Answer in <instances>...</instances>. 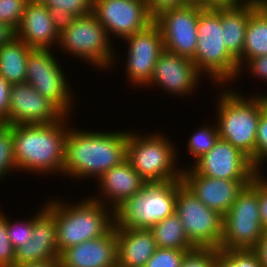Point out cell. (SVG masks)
Listing matches in <instances>:
<instances>
[{
    "instance_id": "16",
    "label": "cell",
    "mask_w": 267,
    "mask_h": 267,
    "mask_svg": "<svg viewBox=\"0 0 267 267\" xmlns=\"http://www.w3.org/2000/svg\"><path fill=\"white\" fill-rule=\"evenodd\" d=\"M201 77L191 59L164 50L157 59L152 78L144 88L159 86L162 92L182 98L196 93Z\"/></svg>"
},
{
    "instance_id": "41",
    "label": "cell",
    "mask_w": 267,
    "mask_h": 267,
    "mask_svg": "<svg viewBox=\"0 0 267 267\" xmlns=\"http://www.w3.org/2000/svg\"><path fill=\"white\" fill-rule=\"evenodd\" d=\"M11 85L0 75V121L9 124Z\"/></svg>"
},
{
    "instance_id": "7",
    "label": "cell",
    "mask_w": 267,
    "mask_h": 267,
    "mask_svg": "<svg viewBox=\"0 0 267 267\" xmlns=\"http://www.w3.org/2000/svg\"><path fill=\"white\" fill-rule=\"evenodd\" d=\"M114 38H109L105 28L92 13L88 16L73 18L60 25L58 48L80 61L98 68V71L114 68L118 55L113 47ZM114 65V66H113Z\"/></svg>"
},
{
    "instance_id": "34",
    "label": "cell",
    "mask_w": 267,
    "mask_h": 267,
    "mask_svg": "<svg viewBox=\"0 0 267 267\" xmlns=\"http://www.w3.org/2000/svg\"><path fill=\"white\" fill-rule=\"evenodd\" d=\"M186 250L157 247L145 267H180Z\"/></svg>"
},
{
    "instance_id": "29",
    "label": "cell",
    "mask_w": 267,
    "mask_h": 267,
    "mask_svg": "<svg viewBox=\"0 0 267 267\" xmlns=\"http://www.w3.org/2000/svg\"><path fill=\"white\" fill-rule=\"evenodd\" d=\"M213 123V124H212ZM211 125L207 124L199 127L190 134L189 140H187V152L192 156L194 163L205 155L212 147H214L216 141L219 139L218 127L216 122H212ZM189 141V142H188Z\"/></svg>"
},
{
    "instance_id": "45",
    "label": "cell",
    "mask_w": 267,
    "mask_h": 267,
    "mask_svg": "<svg viewBox=\"0 0 267 267\" xmlns=\"http://www.w3.org/2000/svg\"><path fill=\"white\" fill-rule=\"evenodd\" d=\"M215 267H237L220 249L217 248Z\"/></svg>"
},
{
    "instance_id": "28",
    "label": "cell",
    "mask_w": 267,
    "mask_h": 267,
    "mask_svg": "<svg viewBox=\"0 0 267 267\" xmlns=\"http://www.w3.org/2000/svg\"><path fill=\"white\" fill-rule=\"evenodd\" d=\"M50 16L62 25L73 18L88 16L93 13L94 0H46Z\"/></svg>"
},
{
    "instance_id": "22",
    "label": "cell",
    "mask_w": 267,
    "mask_h": 267,
    "mask_svg": "<svg viewBox=\"0 0 267 267\" xmlns=\"http://www.w3.org/2000/svg\"><path fill=\"white\" fill-rule=\"evenodd\" d=\"M59 34L60 25L50 16L44 3L27 4L16 38L30 48L52 49V46H58Z\"/></svg>"
},
{
    "instance_id": "40",
    "label": "cell",
    "mask_w": 267,
    "mask_h": 267,
    "mask_svg": "<svg viewBox=\"0 0 267 267\" xmlns=\"http://www.w3.org/2000/svg\"><path fill=\"white\" fill-rule=\"evenodd\" d=\"M265 173H258V197H259V213L262 227L267 231V176Z\"/></svg>"
},
{
    "instance_id": "2",
    "label": "cell",
    "mask_w": 267,
    "mask_h": 267,
    "mask_svg": "<svg viewBox=\"0 0 267 267\" xmlns=\"http://www.w3.org/2000/svg\"><path fill=\"white\" fill-rule=\"evenodd\" d=\"M69 118L50 124L12 125L17 172L63 177L67 132L73 124Z\"/></svg>"
},
{
    "instance_id": "19",
    "label": "cell",
    "mask_w": 267,
    "mask_h": 267,
    "mask_svg": "<svg viewBox=\"0 0 267 267\" xmlns=\"http://www.w3.org/2000/svg\"><path fill=\"white\" fill-rule=\"evenodd\" d=\"M43 204L35 216L32 214L31 240L15 250V265L59 260L54 215L45 207V203Z\"/></svg>"
},
{
    "instance_id": "47",
    "label": "cell",
    "mask_w": 267,
    "mask_h": 267,
    "mask_svg": "<svg viewBox=\"0 0 267 267\" xmlns=\"http://www.w3.org/2000/svg\"><path fill=\"white\" fill-rule=\"evenodd\" d=\"M28 3H45L46 0H27Z\"/></svg>"
},
{
    "instance_id": "33",
    "label": "cell",
    "mask_w": 267,
    "mask_h": 267,
    "mask_svg": "<svg viewBox=\"0 0 267 267\" xmlns=\"http://www.w3.org/2000/svg\"><path fill=\"white\" fill-rule=\"evenodd\" d=\"M217 248H193L187 251L180 267H215Z\"/></svg>"
},
{
    "instance_id": "27",
    "label": "cell",
    "mask_w": 267,
    "mask_h": 267,
    "mask_svg": "<svg viewBox=\"0 0 267 267\" xmlns=\"http://www.w3.org/2000/svg\"><path fill=\"white\" fill-rule=\"evenodd\" d=\"M150 230L157 247L186 251L195 248L186 236L183 224L175 212L153 225Z\"/></svg>"
},
{
    "instance_id": "5",
    "label": "cell",
    "mask_w": 267,
    "mask_h": 267,
    "mask_svg": "<svg viewBox=\"0 0 267 267\" xmlns=\"http://www.w3.org/2000/svg\"><path fill=\"white\" fill-rule=\"evenodd\" d=\"M197 45L191 59L197 71L213 83L212 86L234 87L239 73L238 61L226 49L224 31L221 26L220 7L205 8L197 24ZM205 73V74H204ZM229 82V83H228Z\"/></svg>"
},
{
    "instance_id": "31",
    "label": "cell",
    "mask_w": 267,
    "mask_h": 267,
    "mask_svg": "<svg viewBox=\"0 0 267 267\" xmlns=\"http://www.w3.org/2000/svg\"><path fill=\"white\" fill-rule=\"evenodd\" d=\"M7 217V233L11 244L15 249L25 245L32 238L33 231V217L29 220L15 219L9 220Z\"/></svg>"
},
{
    "instance_id": "1",
    "label": "cell",
    "mask_w": 267,
    "mask_h": 267,
    "mask_svg": "<svg viewBox=\"0 0 267 267\" xmlns=\"http://www.w3.org/2000/svg\"><path fill=\"white\" fill-rule=\"evenodd\" d=\"M125 131V132H124ZM97 131L69 128L65 143L64 177L88 180L99 177L126 159L128 130Z\"/></svg>"
},
{
    "instance_id": "24",
    "label": "cell",
    "mask_w": 267,
    "mask_h": 267,
    "mask_svg": "<svg viewBox=\"0 0 267 267\" xmlns=\"http://www.w3.org/2000/svg\"><path fill=\"white\" fill-rule=\"evenodd\" d=\"M259 0H246L232 7H220L221 26L224 31V43L228 52L242 67V51L247 24L251 14L260 6Z\"/></svg>"
},
{
    "instance_id": "21",
    "label": "cell",
    "mask_w": 267,
    "mask_h": 267,
    "mask_svg": "<svg viewBox=\"0 0 267 267\" xmlns=\"http://www.w3.org/2000/svg\"><path fill=\"white\" fill-rule=\"evenodd\" d=\"M60 267H117L115 226L105 235L65 249Z\"/></svg>"
},
{
    "instance_id": "23",
    "label": "cell",
    "mask_w": 267,
    "mask_h": 267,
    "mask_svg": "<svg viewBox=\"0 0 267 267\" xmlns=\"http://www.w3.org/2000/svg\"><path fill=\"white\" fill-rule=\"evenodd\" d=\"M115 233L117 267H145L157 249L152 231L115 226Z\"/></svg>"
},
{
    "instance_id": "20",
    "label": "cell",
    "mask_w": 267,
    "mask_h": 267,
    "mask_svg": "<svg viewBox=\"0 0 267 267\" xmlns=\"http://www.w3.org/2000/svg\"><path fill=\"white\" fill-rule=\"evenodd\" d=\"M96 182L100 195L97 194L94 197L90 194L91 198L110 207L113 211L125 200L139 193L146 184L127 159L104 172Z\"/></svg>"
},
{
    "instance_id": "48",
    "label": "cell",
    "mask_w": 267,
    "mask_h": 267,
    "mask_svg": "<svg viewBox=\"0 0 267 267\" xmlns=\"http://www.w3.org/2000/svg\"><path fill=\"white\" fill-rule=\"evenodd\" d=\"M259 1H260V4L267 6V0H259Z\"/></svg>"
},
{
    "instance_id": "13",
    "label": "cell",
    "mask_w": 267,
    "mask_h": 267,
    "mask_svg": "<svg viewBox=\"0 0 267 267\" xmlns=\"http://www.w3.org/2000/svg\"><path fill=\"white\" fill-rule=\"evenodd\" d=\"M125 40V41H124ZM122 40L128 44L125 67L127 82L133 88L144 87L152 78L157 59L164 51L163 37L159 27L153 22L146 29Z\"/></svg>"
},
{
    "instance_id": "38",
    "label": "cell",
    "mask_w": 267,
    "mask_h": 267,
    "mask_svg": "<svg viewBox=\"0 0 267 267\" xmlns=\"http://www.w3.org/2000/svg\"><path fill=\"white\" fill-rule=\"evenodd\" d=\"M243 66L239 69L236 81L239 80L243 71H248L249 75H251L250 77H254L256 80V77H258L260 81L262 79L267 82V55L250 58ZM244 68L246 69L244 70Z\"/></svg>"
},
{
    "instance_id": "18",
    "label": "cell",
    "mask_w": 267,
    "mask_h": 267,
    "mask_svg": "<svg viewBox=\"0 0 267 267\" xmlns=\"http://www.w3.org/2000/svg\"><path fill=\"white\" fill-rule=\"evenodd\" d=\"M182 182L208 208L225 215L239 193L252 180L215 179L197 174L191 167L183 169Z\"/></svg>"
},
{
    "instance_id": "8",
    "label": "cell",
    "mask_w": 267,
    "mask_h": 267,
    "mask_svg": "<svg viewBox=\"0 0 267 267\" xmlns=\"http://www.w3.org/2000/svg\"><path fill=\"white\" fill-rule=\"evenodd\" d=\"M182 180L146 183L143 189L114 210V226L150 229L175 212L177 188Z\"/></svg>"
},
{
    "instance_id": "25",
    "label": "cell",
    "mask_w": 267,
    "mask_h": 267,
    "mask_svg": "<svg viewBox=\"0 0 267 267\" xmlns=\"http://www.w3.org/2000/svg\"><path fill=\"white\" fill-rule=\"evenodd\" d=\"M31 49L16 37L0 47V75L10 85L25 82L27 59Z\"/></svg>"
},
{
    "instance_id": "39",
    "label": "cell",
    "mask_w": 267,
    "mask_h": 267,
    "mask_svg": "<svg viewBox=\"0 0 267 267\" xmlns=\"http://www.w3.org/2000/svg\"><path fill=\"white\" fill-rule=\"evenodd\" d=\"M146 2L153 19L166 10L180 8L190 3L189 0H146Z\"/></svg>"
},
{
    "instance_id": "11",
    "label": "cell",
    "mask_w": 267,
    "mask_h": 267,
    "mask_svg": "<svg viewBox=\"0 0 267 267\" xmlns=\"http://www.w3.org/2000/svg\"><path fill=\"white\" fill-rule=\"evenodd\" d=\"M175 213L194 247L220 249L223 215L205 206L184 183L177 188Z\"/></svg>"
},
{
    "instance_id": "17",
    "label": "cell",
    "mask_w": 267,
    "mask_h": 267,
    "mask_svg": "<svg viewBox=\"0 0 267 267\" xmlns=\"http://www.w3.org/2000/svg\"><path fill=\"white\" fill-rule=\"evenodd\" d=\"M65 116L26 81L11 85L9 125L57 123Z\"/></svg>"
},
{
    "instance_id": "3",
    "label": "cell",
    "mask_w": 267,
    "mask_h": 267,
    "mask_svg": "<svg viewBox=\"0 0 267 267\" xmlns=\"http://www.w3.org/2000/svg\"><path fill=\"white\" fill-rule=\"evenodd\" d=\"M216 87L222 90L215 102L219 138L241 150L256 168L257 128L260 115L267 109V96L261 92L242 96L241 91L227 85Z\"/></svg>"
},
{
    "instance_id": "15",
    "label": "cell",
    "mask_w": 267,
    "mask_h": 267,
    "mask_svg": "<svg viewBox=\"0 0 267 267\" xmlns=\"http://www.w3.org/2000/svg\"><path fill=\"white\" fill-rule=\"evenodd\" d=\"M182 167H191L199 175L226 180H252L259 173L247 155L221 138L194 164Z\"/></svg>"
},
{
    "instance_id": "42",
    "label": "cell",
    "mask_w": 267,
    "mask_h": 267,
    "mask_svg": "<svg viewBox=\"0 0 267 267\" xmlns=\"http://www.w3.org/2000/svg\"><path fill=\"white\" fill-rule=\"evenodd\" d=\"M246 0H194L193 3L204 8L232 7Z\"/></svg>"
},
{
    "instance_id": "12",
    "label": "cell",
    "mask_w": 267,
    "mask_h": 267,
    "mask_svg": "<svg viewBox=\"0 0 267 267\" xmlns=\"http://www.w3.org/2000/svg\"><path fill=\"white\" fill-rule=\"evenodd\" d=\"M204 7L190 2L180 8L169 9L154 18L163 37L164 50L192 59L197 45V24Z\"/></svg>"
},
{
    "instance_id": "46",
    "label": "cell",
    "mask_w": 267,
    "mask_h": 267,
    "mask_svg": "<svg viewBox=\"0 0 267 267\" xmlns=\"http://www.w3.org/2000/svg\"><path fill=\"white\" fill-rule=\"evenodd\" d=\"M13 267H60V262L59 260H50V261L34 262L23 265H14Z\"/></svg>"
},
{
    "instance_id": "37",
    "label": "cell",
    "mask_w": 267,
    "mask_h": 267,
    "mask_svg": "<svg viewBox=\"0 0 267 267\" xmlns=\"http://www.w3.org/2000/svg\"><path fill=\"white\" fill-rule=\"evenodd\" d=\"M237 267H263L254 249L225 250L220 249Z\"/></svg>"
},
{
    "instance_id": "36",
    "label": "cell",
    "mask_w": 267,
    "mask_h": 267,
    "mask_svg": "<svg viewBox=\"0 0 267 267\" xmlns=\"http://www.w3.org/2000/svg\"><path fill=\"white\" fill-rule=\"evenodd\" d=\"M267 162V109L260 115L256 135V169L265 172ZM263 166V167H262Z\"/></svg>"
},
{
    "instance_id": "35",
    "label": "cell",
    "mask_w": 267,
    "mask_h": 267,
    "mask_svg": "<svg viewBox=\"0 0 267 267\" xmlns=\"http://www.w3.org/2000/svg\"><path fill=\"white\" fill-rule=\"evenodd\" d=\"M15 250L7 233V216L0 211V267L15 265Z\"/></svg>"
},
{
    "instance_id": "44",
    "label": "cell",
    "mask_w": 267,
    "mask_h": 267,
    "mask_svg": "<svg viewBox=\"0 0 267 267\" xmlns=\"http://www.w3.org/2000/svg\"><path fill=\"white\" fill-rule=\"evenodd\" d=\"M254 250L257 252L263 267H267V231H265Z\"/></svg>"
},
{
    "instance_id": "43",
    "label": "cell",
    "mask_w": 267,
    "mask_h": 267,
    "mask_svg": "<svg viewBox=\"0 0 267 267\" xmlns=\"http://www.w3.org/2000/svg\"><path fill=\"white\" fill-rule=\"evenodd\" d=\"M16 37V31L6 23L0 22V47L11 42Z\"/></svg>"
},
{
    "instance_id": "9",
    "label": "cell",
    "mask_w": 267,
    "mask_h": 267,
    "mask_svg": "<svg viewBox=\"0 0 267 267\" xmlns=\"http://www.w3.org/2000/svg\"><path fill=\"white\" fill-rule=\"evenodd\" d=\"M259 210L257 174L239 193L230 210L223 216L220 249H255L265 233Z\"/></svg>"
},
{
    "instance_id": "6",
    "label": "cell",
    "mask_w": 267,
    "mask_h": 267,
    "mask_svg": "<svg viewBox=\"0 0 267 267\" xmlns=\"http://www.w3.org/2000/svg\"><path fill=\"white\" fill-rule=\"evenodd\" d=\"M131 130H128L126 159L146 183L182 179L183 168L178 167L181 159H177L179 148L174 140L172 143L167 134L158 131L142 134Z\"/></svg>"
},
{
    "instance_id": "30",
    "label": "cell",
    "mask_w": 267,
    "mask_h": 267,
    "mask_svg": "<svg viewBox=\"0 0 267 267\" xmlns=\"http://www.w3.org/2000/svg\"><path fill=\"white\" fill-rule=\"evenodd\" d=\"M14 171L17 173V165L14 160L12 125L3 123L0 126V180L7 179L6 175Z\"/></svg>"
},
{
    "instance_id": "32",
    "label": "cell",
    "mask_w": 267,
    "mask_h": 267,
    "mask_svg": "<svg viewBox=\"0 0 267 267\" xmlns=\"http://www.w3.org/2000/svg\"><path fill=\"white\" fill-rule=\"evenodd\" d=\"M27 4V0H0V22L8 24L16 31Z\"/></svg>"
},
{
    "instance_id": "26",
    "label": "cell",
    "mask_w": 267,
    "mask_h": 267,
    "mask_svg": "<svg viewBox=\"0 0 267 267\" xmlns=\"http://www.w3.org/2000/svg\"><path fill=\"white\" fill-rule=\"evenodd\" d=\"M267 55V7L260 5L250 16L242 51V66L250 59Z\"/></svg>"
},
{
    "instance_id": "4",
    "label": "cell",
    "mask_w": 267,
    "mask_h": 267,
    "mask_svg": "<svg viewBox=\"0 0 267 267\" xmlns=\"http://www.w3.org/2000/svg\"><path fill=\"white\" fill-rule=\"evenodd\" d=\"M64 198L48 199L45 207L54 215L58 251L105 235L114 226V211L88 196L67 203Z\"/></svg>"
},
{
    "instance_id": "14",
    "label": "cell",
    "mask_w": 267,
    "mask_h": 267,
    "mask_svg": "<svg viewBox=\"0 0 267 267\" xmlns=\"http://www.w3.org/2000/svg\"><path fill=\"white\" fill-rule=\"evenodd\" d=\"M93 14L109 38L123 40L146 29L154 21L146 0H94Z\"/></svg>"
},
{
    "instance_id": "10",
    "label": "cell",
    "mask_w": 267,
    "mask_h": 267,
    "mask_svg": "<svg viewBox=\"0 0 267 267\" xmlns=\"http://www.w3.org/2000/svg\"><path fill=\"white\" fill-rule=\"evenodd\" d=\"M54 53L52 49L32 48L27 59L25 81L44 98L52 101L66 116H71L76 96L67 81V73Z\"/></svg>"
}]
</instances>
